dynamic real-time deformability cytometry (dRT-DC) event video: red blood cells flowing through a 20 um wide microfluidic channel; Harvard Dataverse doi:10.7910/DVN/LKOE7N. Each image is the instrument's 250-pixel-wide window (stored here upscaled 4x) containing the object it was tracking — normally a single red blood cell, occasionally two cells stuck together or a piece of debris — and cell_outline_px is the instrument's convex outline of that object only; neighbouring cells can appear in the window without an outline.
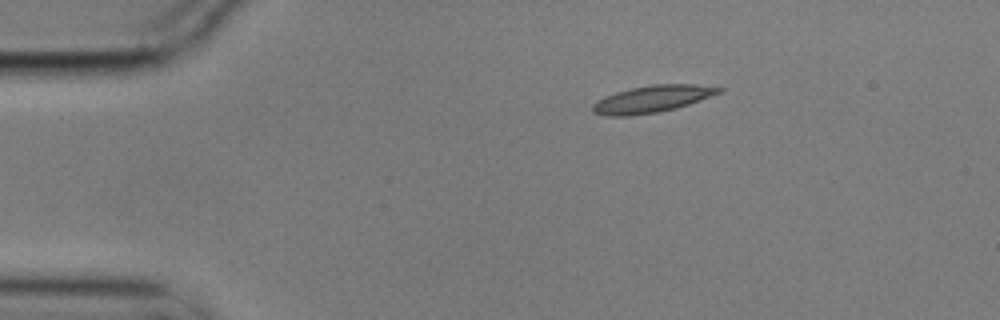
{"species": "common noctule bat (a hibernating species)", "species_latin": "Nyctalus noctula", "temperature_condition": "cold", "stored_images_in_passage": 5, "camera_frame_rate_fps": 3000, "um_per_image_px": 0.085, "animal": {"sex": "male", "body_mass_g": 17.9}, "frame": {"image": 1, "passage_image": 1, "time_ms": 0.0, "image_size_px": [1000, 320], "cell_outline_px": [[724, 88], [720, 92], [688, 104], [676, 108], [656, 112], [628, 116], [604, 116], [592, 112], [592, 104], [596, 100], [604, 96], [616, 92], [632, 88], [652, 84], [696, 84]], "centroid_in_image_um": [55.36, 8.42], "position_along_channel_um": 29.6, "area_um2": 19.71}}
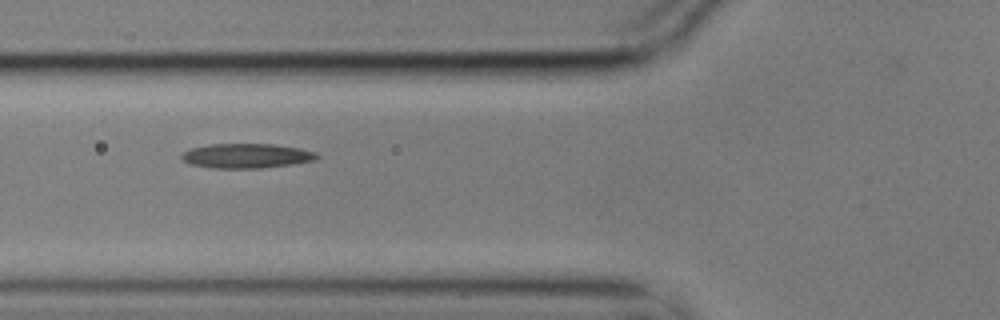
{"frame": {"image": 2, "passage_image": 4, "time_ms": 1.0, "image_size_px": [1000, 320], "cell_outline_px": [[320, 156], [316, 160], [292, 164], [260, 168], [212, 168], [188, 164], [180, 156], [184, 152], [192, 148], [208, 144], [276, 144], [300, 148], [316, 152]], "centroid_in_image_um": [20.97, 13.24], "position_along_channel_um": 104.8, "area_um2": 19.48}}
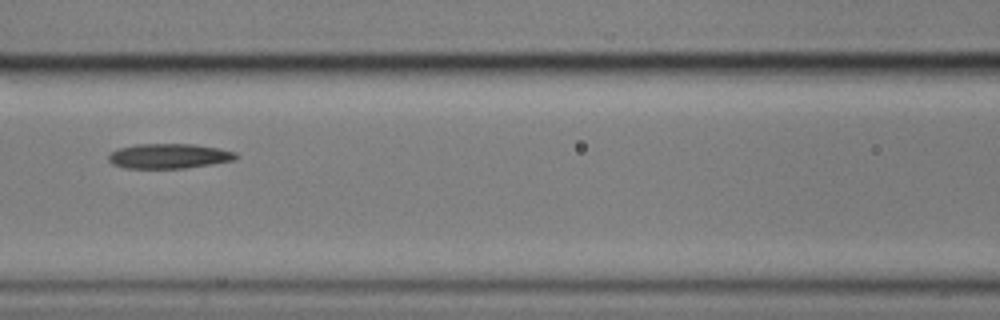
{"frame": {"image": 3, "passage_image": 5, "time_ms": 1.333, "image_size_px": [1000, 320], "cell_outline_px": [[240, 156], [236, 160], [212, 164], [184, 168], [124, 168], [112, 164], [108, 160], [108, 156], [112, 152], [120, 148], [136, 144], [192, 144], [220, 148], [236, 152]], "centroid_in_image_um": [14.41, 13.26], "position_along_channel_um": 152.2, "area_um2": 18.55}}